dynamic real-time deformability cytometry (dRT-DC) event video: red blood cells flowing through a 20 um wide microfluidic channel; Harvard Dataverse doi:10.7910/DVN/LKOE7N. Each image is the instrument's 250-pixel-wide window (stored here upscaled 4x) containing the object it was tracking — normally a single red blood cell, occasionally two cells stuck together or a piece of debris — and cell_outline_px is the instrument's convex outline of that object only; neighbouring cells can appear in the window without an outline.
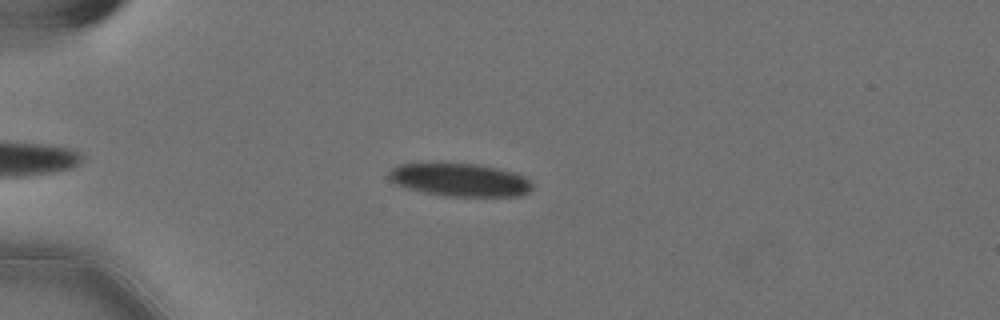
{"species": "Egyptian fruit bat (a non-hibernating species)", "species_latin": "Rousettus aegyptiacus", "temperature_condition": "cold", "stored_images_in_passage": 53, "camera_frame_rate_fps": 3000, "um_per_image_px": 0.085, "animal": {"sex": "female"}, "frame": {"image": 1, "passage_image": 11, "time_ms": 3.333, "image_size_px": [1000, 320], "cell_outline_px": [[532, 188], [528, 192], [520, 196], [448, 196], [424, 192], [408, 188], [396, 184], [388, 176], [388, 172], [392, 168], [400, 164], [432, 160], [480, 164], [516, 172], [524, 176], [532, 184]], "centroid_in_image_um": [39.05, 15.23], "position_along_channel_um": 45.9, "area_um2": 28.5}}
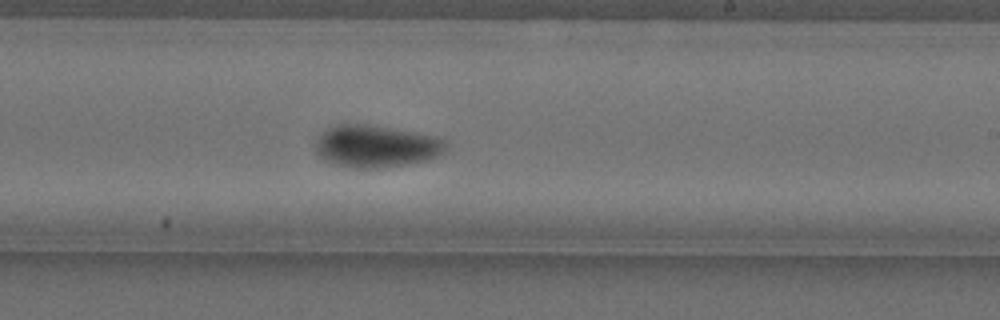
{"frame": {"image": 2, "passage_image": 31, "time_ms": 10.0, "image_size_px": [1000, 320], "cell_outline_px": [[448, 144], [436, 156], [428, 160], [404, 164], [376, 168], [352, 168], [336, 164], [324, 160], [316, 152], [316, 140], [328, 128], [340, 124], [368, 124], [412, 132], [432, 136], [444, 140]], "centroid_in_image_um": [31.92, 12.43], "position_along_channel_um": 257.1, "area_um2": 31.44}}
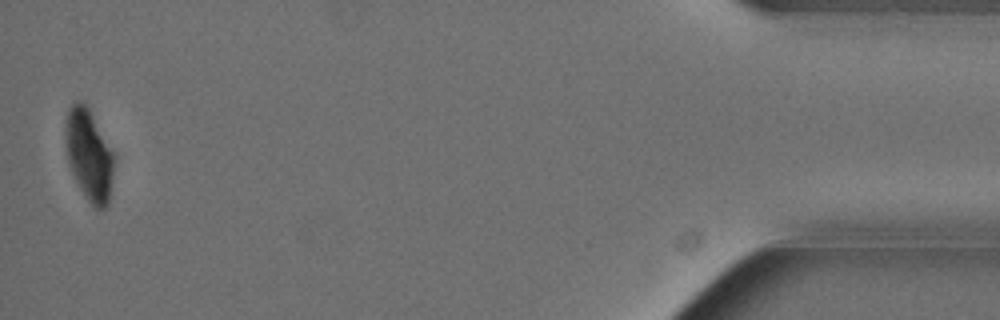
{"frame": {"image": 3, "passage_image": 52, "time_ms": 17.0, "image_size_px": [1000, 320], "cell_outline_px": [[112, 176], [108, 204], [104, 208], [96, 208], [88, 200], [80, 188], [68, 164], [64, 144], [64, 128], [68, 108], [76, 100], [84, 104], [88, 108], [112, 152]], "centroid_in_image_um": [7.5, 13.15], "position_along_channel_um": 427.7, "area_um2": 25.26}, "authors_computed_cell_mechanics": {"area_um2": 29.189, "velocity_mm_per_s": 3.5672, "shape_relaxation_time_tau1_ms": 4.4927, "shape_relaxation_time_tau2_ms": 2.7748, "deformation_change_tau1": 0.1297, "deformation_change_tau2": 0.0473}}